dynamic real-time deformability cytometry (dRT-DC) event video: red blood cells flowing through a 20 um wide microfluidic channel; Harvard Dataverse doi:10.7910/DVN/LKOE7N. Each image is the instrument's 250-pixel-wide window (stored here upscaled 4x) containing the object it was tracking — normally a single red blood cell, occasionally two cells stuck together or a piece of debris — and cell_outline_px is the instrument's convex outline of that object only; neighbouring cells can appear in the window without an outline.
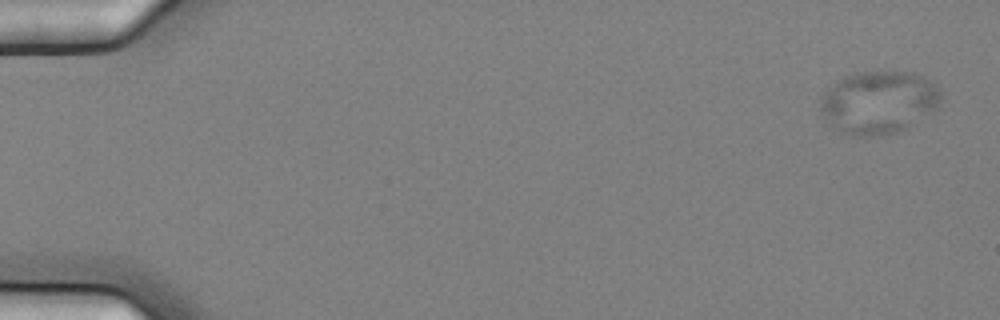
{"species": "common noctule bat (a hibernating species)", "species_latin": "Nyctalus noctula", "temperature_condition": "cold", "stored_images_in_passage": 3, "camera_frame_rate_fps": 3000, "um_per_image_px": 0.085, "animal": {"sex": "female", "body_mass_g": 25.1}, "frame": {"image": 1, "passage_image": 1, "time_ms": 0.0, "image_size_px": [1000, 320], "cell_outline_px": [[940, 100], [932, 108], [908, 128], [896, 132], [880, 136], [852, 136], [840, 132], [832, 128], [820, 112], [820, 100], [836, 80], [852, 72], [916, 72], [936, 84], [940, 92]], "centroid_in_image_um": [74.62, 8.7], "position_along_channel_um": 10.4, "area_um2": 43.99}}